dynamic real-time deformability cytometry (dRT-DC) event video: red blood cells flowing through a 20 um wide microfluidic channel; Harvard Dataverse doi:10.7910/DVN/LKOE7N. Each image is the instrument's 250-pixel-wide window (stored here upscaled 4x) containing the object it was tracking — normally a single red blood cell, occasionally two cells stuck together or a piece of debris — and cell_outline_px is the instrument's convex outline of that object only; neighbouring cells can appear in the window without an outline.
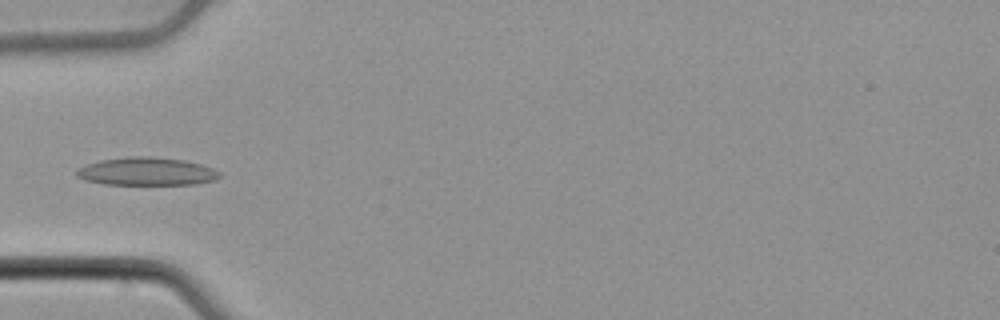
{"species": "common noctule bat (a hibernating species)", "species_latin": "Nyctalus noctula", "temperature_condition": "cold", "stored_images_in_passage": 37, "camera_frame_rate_fps": 3000, "um_per_image_px": 0.085, "animal": {"sex": "male", "body_mass_g": 21.5, "forearm_length_mm": 52.0}, "frame": {"image": 1, "passage_image": 1, "time_ms": 0.0, "image_size_px": [1000, 320], "cell_outline_px": [[220, 176], [216, 180], [196, 184], [104, 184], [84, 180], [76, 176], [76, 172], [80, 168], [88, 164], [100, 160], [128, 156], [148, 156], [184, 160], [200, 164], [212, 168], [220, 172]], "centroid_in_image_um": [12.47, 14.57], "position_along_channel_um": 72.5, "area_um2": 23.24}}
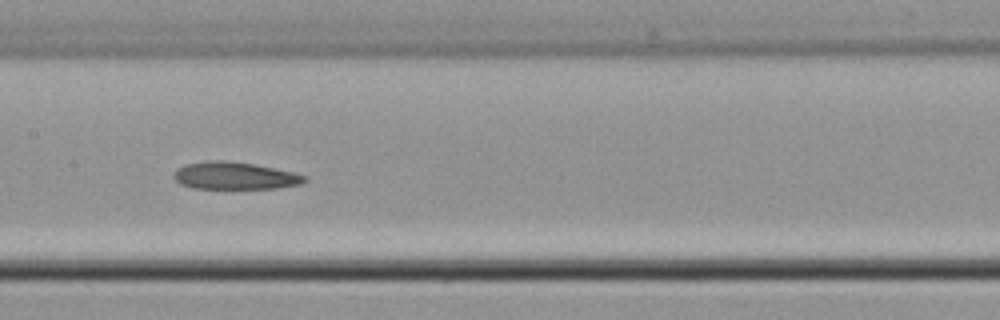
{"frame": {"image": 2, "passage_image": 10, "time_ms": 3.0, "image_size_px": [1000, 320], "cell_outline_px": [[308, 180], [300, 184], [276, 188], [192, 188], [180, 184], [172, 176], [184, 164], [208, 160], [224, 160], [252, 164], [292, 172], [308, 176]], "centroid_in_image_um": [19.95, 14.94], "position_along_channel_um": 187.5, "area_um2": 20.63}}
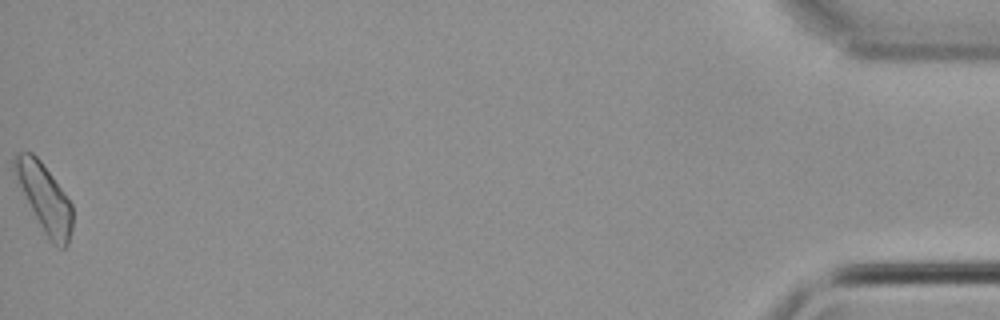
{"frame": {"image": 3, "passage_image": 37, "time_ms": 12.0, "image_size_px": [1000, 320], "cell_outline_px": [[72, 228], [68, 244], [64, 248], [56, 248], [52, 244], [44, 232], [12, 168], [12, 156], [16, 152], [32, 152], [40, 160], [52, 176], [72, 204]], "centroid_in_image_um": [3.8, 16.81], "position_along_channel_um": 431.4, "area_um2": 22.31}}